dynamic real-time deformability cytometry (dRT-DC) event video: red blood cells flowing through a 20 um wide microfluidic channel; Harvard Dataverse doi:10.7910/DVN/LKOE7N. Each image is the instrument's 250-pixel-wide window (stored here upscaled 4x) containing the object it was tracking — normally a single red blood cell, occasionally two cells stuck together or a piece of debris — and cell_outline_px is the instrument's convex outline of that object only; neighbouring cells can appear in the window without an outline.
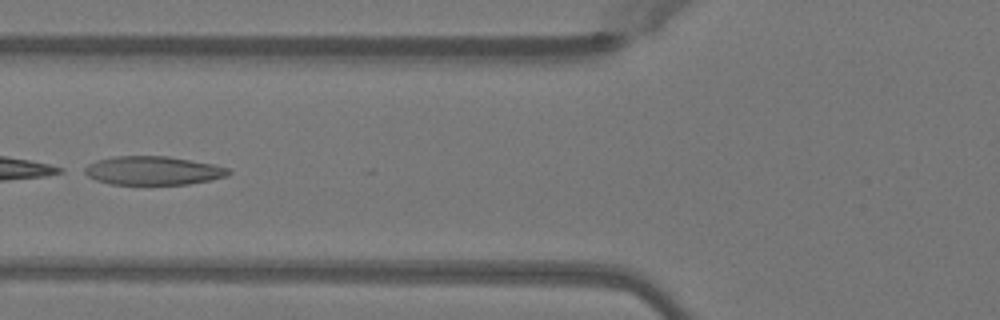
{"species": "Egyptian fruit bat (a non-hibernating species)", "species_latin": "Rousettus aegyptiacus", "temperature_condition": "warm", "stored_images_in_passage": 14, "camera_frame_rate_fps": 3000, "um_per_image_px": 0.085, "animal": {"sex": "female"}, "frame": {"image": 1, "passage_image": 6, "time_ms": 1.667, "image_size_px": [1000, 320], "cell_outline_px": [[232, 172], [228, 176], [212, 180], [188, 184], [112, 184], [96, 180], [80, 172], [80, 168], [96, 160], [116, 156], [168, 156], [212, 164], [232, 168]], "centroid_in_image_um": [13.0, 14.5], "position_along_channel_um": 112.8, "area_um2": 24.33}}